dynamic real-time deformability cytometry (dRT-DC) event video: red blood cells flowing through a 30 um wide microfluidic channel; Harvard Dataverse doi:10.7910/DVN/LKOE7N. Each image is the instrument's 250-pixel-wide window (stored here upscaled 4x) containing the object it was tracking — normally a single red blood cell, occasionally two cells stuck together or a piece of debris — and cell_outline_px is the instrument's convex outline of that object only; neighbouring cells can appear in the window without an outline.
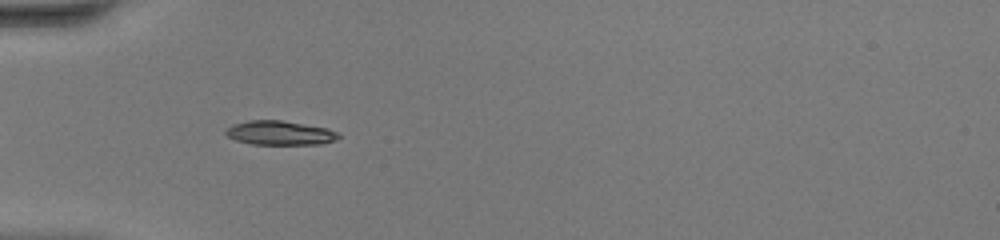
{"species": "common noctule bat (a hibernating species)", "species_latin": "Nyctalus noctula", "temperature_condition": "warm", "stored_images_in_passage": 35, "camera_frame_rate_fps": 3000, "um_per_image_px": 0.085, "animal": {"sex": "female", "body_mass_g": 20.0, "forearm_length_mm": 54.0}, "frame": {"image": 1, "passage_image": 4, "time_ms": 1.0, "image_size_px": [1000, 240], "cell_outline_px": [[340, 136], [336, 140], [320, 144], [252, 144], [236, 140], [228, 136], [224, 132], [232, 124], [248, 120], [280, 120], [328, 128], [336, 132]], "centroid_in_image_um": [23.78, 11.29], "position_along_channel_um": 61.2, "area_um2": 15.78}}
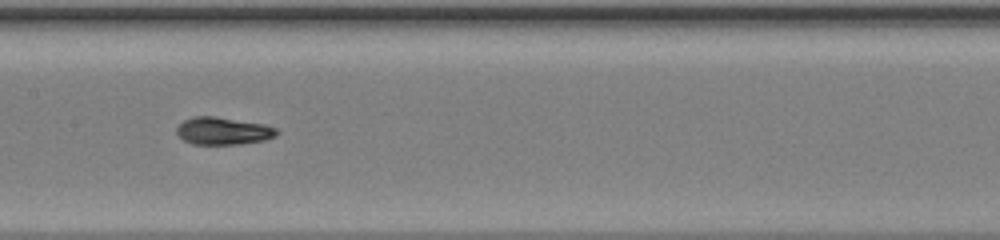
{"frame": {"image": 2, "passage_image": 13, "time_ms": 4.0, "image_size_px": [1000, 240], "cell_outline_px": [[280, 132], [276, 136], [264, 140], [240, 144], [192, 144], [184, 140], [176, 132], [176, 128], [184, 120], [192, 116], [212, 116], [264, 124], [276, 128]], "centroid_in_image_um": [18.97, 11.13], "position_along_channel_um": 188.4, "area_um2": 15.95}}
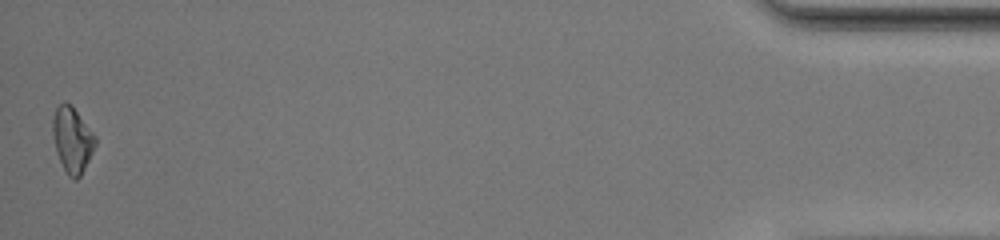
{"frame": {"image": 3, "passage_image": 35, "time_ms": 11.333, "image_size_px": [1000, 240], "cell_outline_px": [[96, 144], [80, 176], [76, 180], [72, 180], [68, 176], [56, 152], [52, 132], [52, 120], [56, 108], [64, 100], [72, 104], [96, 136]], "centroid_in_image_um": [6.13, 11.84], "position_along_channel_um": 429.1, "area_um2": 16.3}, "authors_computed_cell_mechanics": {"area_um2": 15.8372, "velocity_mm_per_s": 4.4466, "shape_relaxation_time_tau1_ms": 4.2245, "shape_relaxation_time_tau2_ms": 1.0917, "deformation_change_tau1": 0.2119, "deformation_change_tau2": 0.0601}}